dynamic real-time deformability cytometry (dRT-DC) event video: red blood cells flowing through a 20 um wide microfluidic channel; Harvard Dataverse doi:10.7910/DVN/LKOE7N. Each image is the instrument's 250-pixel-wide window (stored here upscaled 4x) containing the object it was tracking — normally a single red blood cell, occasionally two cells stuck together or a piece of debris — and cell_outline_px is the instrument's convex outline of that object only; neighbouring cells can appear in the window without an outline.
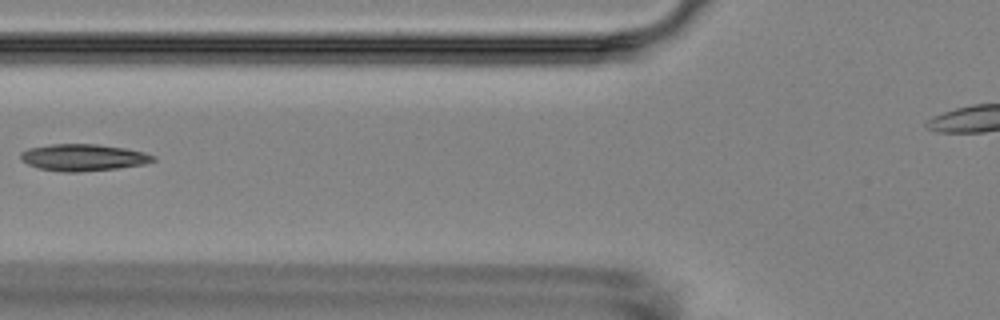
{"species": "Egyptian fruit bat (a non-hibernating species)", "species_latin": "Rousettus aegyptiacus", "temperature_condition": "room temperature", "stored_images_in_passage": 5, "camera_frame_rate_fps": 3000, "um_per_image_px": 0.085, "animal": {"sex": "female"}, "frame": {"image": 1, "passage_image": 5, "time_ms": 5.667, "image_size_px": [1000, 320], "cell_outline_px": [[156, 160], [144, 164], [116, 168], [76, 172], [64, 172], [40, 168], [28, 164], [20, 160], [20, 152], [28, 148], [52, 144], [96, 144], [124, 148], [144, 152], [156, 156]], "centroid_in_image_um": [7.06, 13.38], "position_along_channel_um": 118.7, "area_um2": 20.58}}